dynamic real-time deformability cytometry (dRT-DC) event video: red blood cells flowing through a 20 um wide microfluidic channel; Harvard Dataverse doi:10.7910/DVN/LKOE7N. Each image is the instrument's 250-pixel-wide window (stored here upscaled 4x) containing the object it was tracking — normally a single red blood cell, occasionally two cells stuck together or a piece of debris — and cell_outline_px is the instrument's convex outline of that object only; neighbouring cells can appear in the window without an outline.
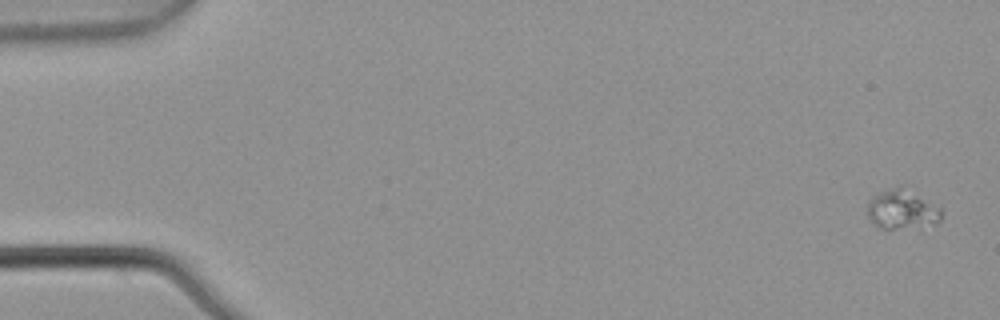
{"species": "common noctule bat (a hibernating species)", "species_latin": "Nyctalus noctula", "temperature_condition": "warm", "stored_images_in_passage": 5, "camera_frame_rate_fps": 3000, "um_per_image_px": 0.085, "animal": {"sex": "male", "body_mass_g": 21.5, "forearm_length_mm": 52.0}, "frame": {"image": 1, "passage_image": 1, "time_ms": 0.0, "image_size_px": [1000, 320], "cell_outline_px": [[944, 212], [940, 220], [936, 224], [896, 228], [880, 228], [868, 216], [868, 200], [872, 196], [880, 192], [892, 188], [900, 188], [940, 208]], "centroid_in_image_um": [76.65, 17.84], "position_along_channel_um": 8.4, "area_um2": 16.01}}
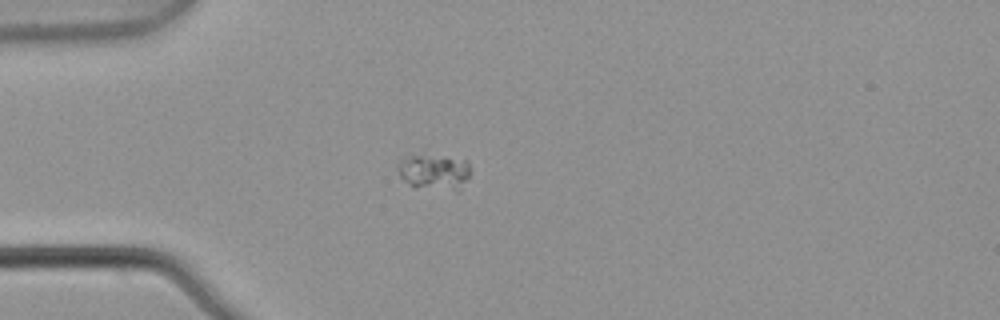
{"frame": {"image": 2, "passage_image": 5, "time_ms": 1.333, "image_size_px": [1000, 320], "cell_outline_px": [[468, 176], [460, 192], [456, 192], [408, 184], [400, 176], [400, 160], [424, 148], [468, 160]], "centroid_in_image_um": [36.95, 14.49], "position_along_channel_um": 48.1, "area_um2": 16.13}}